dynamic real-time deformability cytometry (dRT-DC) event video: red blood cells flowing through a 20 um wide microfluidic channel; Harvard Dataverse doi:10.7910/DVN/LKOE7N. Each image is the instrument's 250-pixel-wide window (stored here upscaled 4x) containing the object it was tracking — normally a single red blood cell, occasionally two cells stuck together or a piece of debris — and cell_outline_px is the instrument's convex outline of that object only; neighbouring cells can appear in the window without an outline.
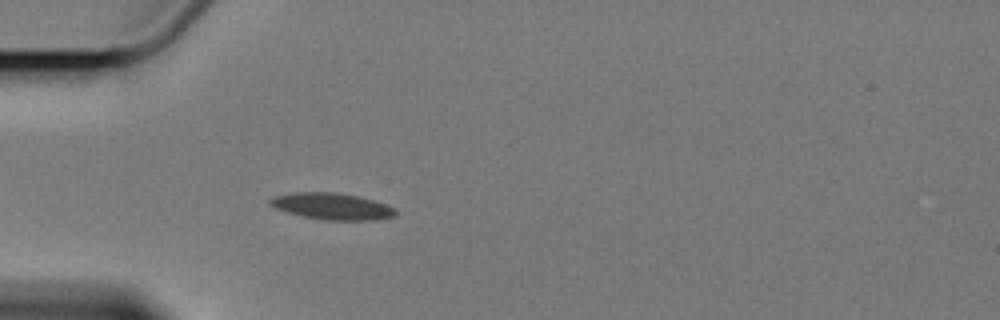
{"species": "Egyptian fruit bat (a non-hibernating species)", "species_latin": "Rousettus aegyptiacus", "temperature_condition": "cold", "stored_images_in_passage": 2, "camera_frame_rate_fps": 3000, "um_per_image_px": 0.085, "animal": {"sex": "female"}, "frame": {"image": 1, "passage_image": 2, "time_ms": 1.0, "image_size_px": [1000, 320], "cell_outline_px": [[396, 216], [376, 220], [324, 220], [304, 216], [288, 212], [276, 208], [268, 204], [268, 200], [272, 196], [296, 192], [336, 192], [360, 196], [396, 208]], "centroid_in_image_um": [28.22, 17.53], "position_along_channel_um": 56.8, "area_um2": 19.48}}